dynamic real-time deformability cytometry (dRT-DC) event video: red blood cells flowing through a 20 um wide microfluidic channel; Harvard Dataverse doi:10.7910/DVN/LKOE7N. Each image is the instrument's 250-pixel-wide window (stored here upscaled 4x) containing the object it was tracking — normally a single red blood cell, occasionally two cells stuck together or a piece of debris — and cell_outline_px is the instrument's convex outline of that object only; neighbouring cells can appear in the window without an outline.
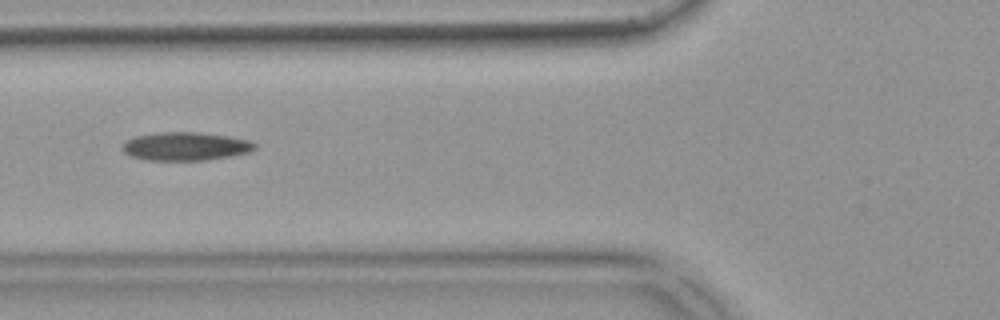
{"species": "common noctule bat (a hibernating species)", "species_latin": "Nyctalus noctula", "temperature_condition": "warm", "stored_images_in_passage": 36, "camera_frame_rate_fps": 3000, "um_per_image_px": 0.085, "animal": {"sex": "female", "body_mass_g": 18.4}, "frame": {"image": 1, "passage_image": 4, "time_ms": 1.0, "image_size_px": [1000, 320], "cell_outline_px": [[256, 148], [248, 152], [232, 156], [208, 160], [148, 160], [132, 156], [124, 152], [124, 144], [128, 140], [136, 136], [160, 132], [200, 132], [228, 136], [252, 140], [256, 144]], "centroid_in_image_um": [15.85, 12.43], "position_along_channel_um": 110.0, "area_um2": 21.79}}
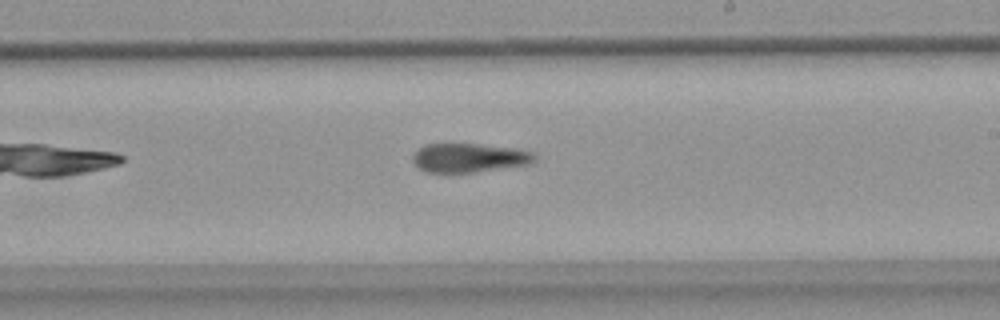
{"frame": {"image": 2, "passage_image": 15, "time_ms": 4.667, "image_size_px": [1000, 320], "cell_outline_px": [[536, 160], [528, 164], [476, 172], [424, 172], [412, 160], [412, 156], [424, 144], [476, 144], [512, 148], [532, 152], [536, 156]], "centroid_in_image_um": [39.86, 13.41], "position_along_channel_um": 249.1, "area_um2": 20.29}}
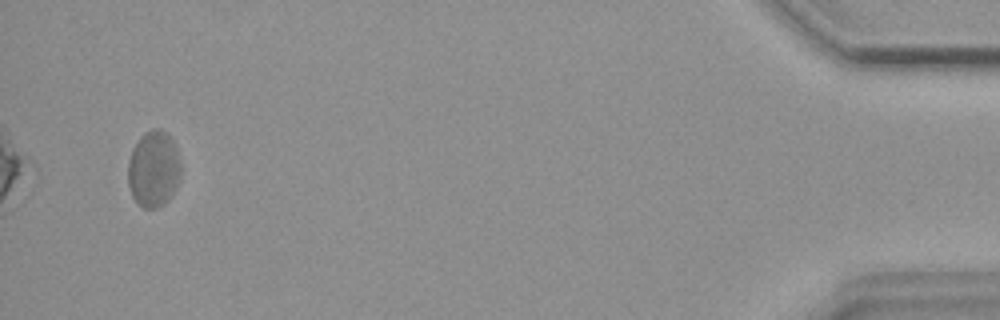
{"frame": {"image": 3, "passage_image": 35, "time_ms": 11.333, "image_size_px": [1000, 320], "cell_outline_px": [[180, 176], [168, 200], [164, 204], [156, 208], [144, 208], [136, 204], [132, 196], [128, 184], [128, 160], [132, 148], [140, 136], [144, 132], [152, 128], [160, 128], [172, 140], [180, 160]], "centroid_in_image_um": [13.02, 14.36], "position_along_channel_um": 422.2, "area_um2": 23.52}}